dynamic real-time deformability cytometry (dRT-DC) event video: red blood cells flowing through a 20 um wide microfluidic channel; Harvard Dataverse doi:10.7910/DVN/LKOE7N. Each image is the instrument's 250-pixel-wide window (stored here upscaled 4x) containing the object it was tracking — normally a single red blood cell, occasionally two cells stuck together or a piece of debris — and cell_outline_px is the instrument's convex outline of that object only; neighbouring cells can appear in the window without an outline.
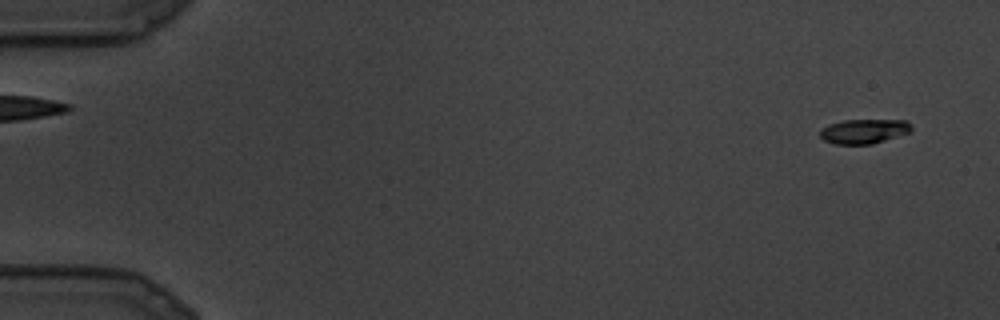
{"species": "common noctule bat (a hibernating species)", "species_latin": "Nyctalus noctula", "temperature_condition": "cold", "stored_images_in_passage": 18, "camera_frame_rate_fps": 3000, "um_per_image_px": 0.085, "animal": {"sex": "male", "body_mass_g": 19.5, "forearm_length_mm": 54.6}, "frame": {"image": 1, "passage_image": 1, "time_ms": 0.0, "image_size_px": [1000, 320], "cell_outline_px": [[912, 132], [872, 144], [836, 144], [824, 140], [820, 136], [820, 128], [828, 124], [844, 120], [908, 120], [912, 124]], "centroid_in_image_um": [73.46, 11.15], "position_along_channel_um": 11.5, "area_um2": 13.24}}
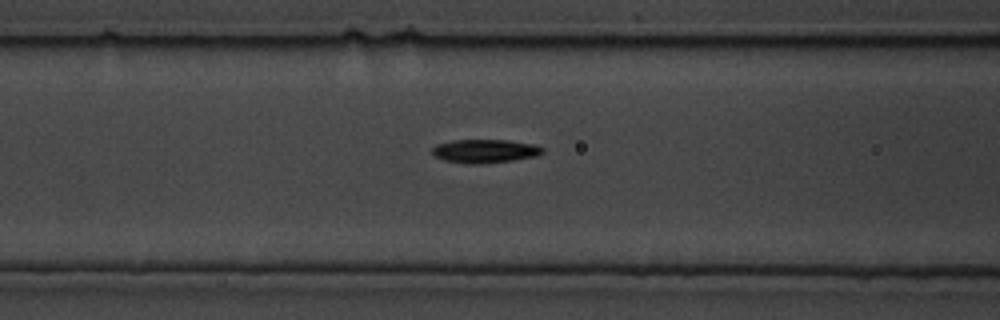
{"frame": {"image": 2, "passage_image": 11, "time_ms": 3.333, "image_size_px": [1000, 320], "cell_outline_px": [[544, 152], [536, 156], [512, 160], [480, 164], [468, 164], [444, 160], [436, 156], [432, 152], [432, 148], [436, 144], [452, 140], [508, 140], [536, 144], [544, 148]], "centroid_in_image_um": [41.23, 12.83], "position_along_channel_um": 125.4, "area_um2": 15.2}}
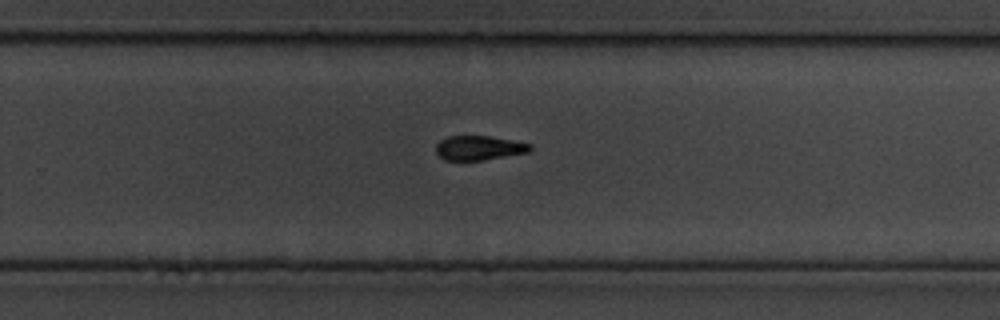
{"frame": {"image": 3, "passage_image": 18, "time_ms": 5.667, "image_size_px": [1000, 320], "cell_outline_px": [[532, 148], [528, 152], [484, 160], [444, 160], [436, 152], [436, 144], [440, 140], [448, 136], [488, 136], [512, 140], [532, 144]], "centroid_in_image_um": [40.71, 12.57], "position_along_channel_um": 289.1, "area_um2": 13.35}}